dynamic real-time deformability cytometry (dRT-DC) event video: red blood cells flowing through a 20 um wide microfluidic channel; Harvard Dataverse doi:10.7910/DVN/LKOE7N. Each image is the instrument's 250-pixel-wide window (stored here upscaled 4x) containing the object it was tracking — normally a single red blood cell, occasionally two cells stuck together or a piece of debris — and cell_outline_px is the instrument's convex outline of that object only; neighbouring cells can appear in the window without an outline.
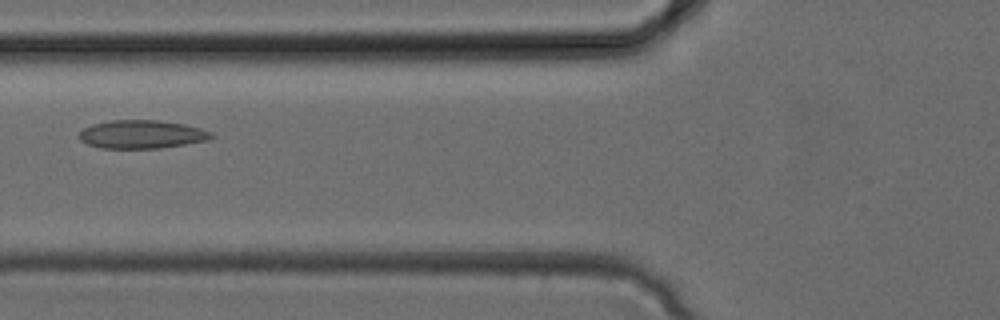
{"species": "common noctule bat (a hibernating species)", "species_latin": "Nyctalus noctula", "temperature_condition": "cold", "stored_images_in_passage": 20, "camera_frame_rate_fps": 3000, "um_per_image_px": 0.085, "animal": {"sex": "female", "body_mass_g": 24.6, "forearm_length_mm": 56.2}, "frame": {"image": 1, "passage_image": 13, "time_ms": 4.0, "image_size_px": [1000, 320], "cell_outline_px": [[216, 136], [208, 140], [160, 148], [100, 148], [88, 144], [80, 140], [80, 132], [84, 128], [92, 124], [112, 120], [160, 120], [184, 124], [200, 128], [212, 132]], "centroid_in_image_um": [12.07, 11.41], "position_along_channel_um": 113.7, "area_um2": 21.79}}
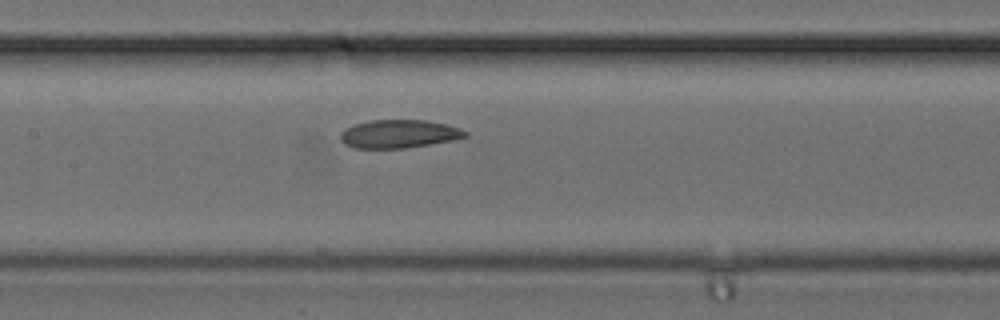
{"frame": {"image": 2, "passage_image": 16, "time_ms": 5.0, "image_size_px": [1000, 320], "cell_outline_px": [[468, 136], [452, 140], [404, 148], [356, 148], [344, 144], [340, 140], [340, 132], [344, 128], [352, 124], [372, 120], [424, 120], [448, 124], [460, 128], [468, 132]], "centroid_in_image_um": [33.88, 11.37], "position_along_channel_um": 173.5, "area_um2": 20.63}}
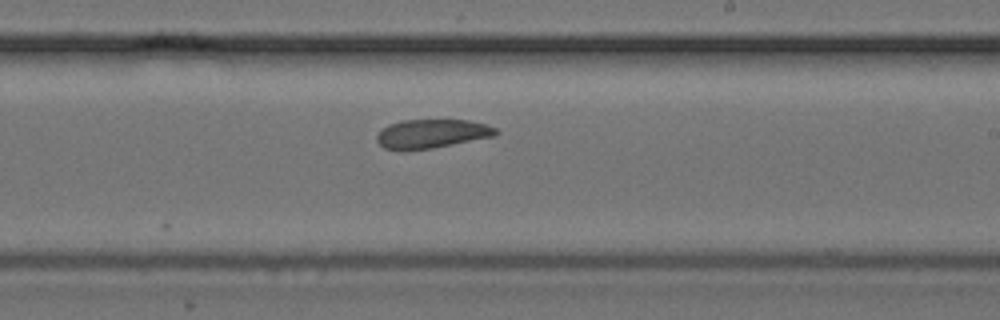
{"frame": {"image": 3, "passage_image": 20, "time_ms": 6.333, "image_size_px": [1000, 320], "cell_outline_px": [[500, 132], [496, 136], [432, 148], [404, 152], [400, 152], [384, 148], [376, 140], [376, 136], [388, 124], [404, 120], [468, 120], [484, 124], [496, 128]], "centroid_in_image_um": [36.68, 11.39], "position_along_channel_um": 252.3, "area_um2": 20.29}}